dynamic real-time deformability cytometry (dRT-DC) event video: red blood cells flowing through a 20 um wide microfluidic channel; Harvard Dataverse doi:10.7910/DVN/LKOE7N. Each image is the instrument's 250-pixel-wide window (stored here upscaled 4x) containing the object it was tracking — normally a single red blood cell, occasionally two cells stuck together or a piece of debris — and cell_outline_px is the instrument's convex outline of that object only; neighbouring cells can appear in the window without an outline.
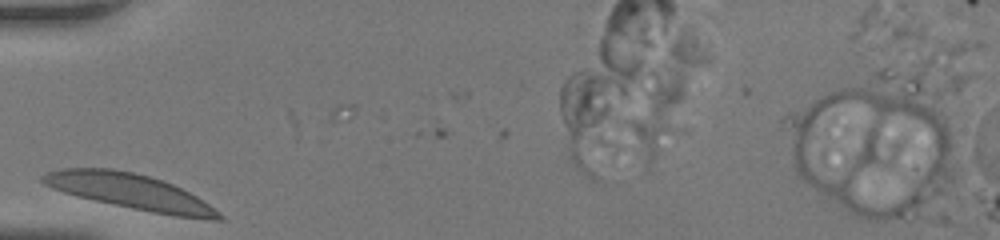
{"species": "human", "species_latin": "Homo sapiens", "temperature_condition": "room temperature", "stored_images_in_passage": 6, "camera_frame_rate_fps": 3000, "um_per_image_px": 0.085, "donor": {"sex": "female"}, "frame": {"image": 1, "passage_image": 1, "time_ms": 0.0, "image_size_px": [1000, 240], "cell_outline_px": [[224, 220], [212, 220], [172, 216], [132, 208], [76, 196], [52, 188], [44, 184], [40, 180], [40, 176], [48, 172], [64, 168], [112, 168], [132, 172], [148, 176], [172, 184], [196, 196], [220, 212], [224, 216]], "centroid_in_image_um": [11.07, 16.29], "position_along_channel_um": 73.9, "area_um2": 36.01}}
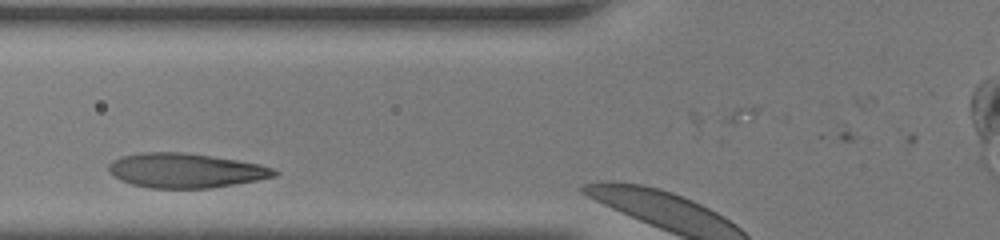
{"frame": {"image": 2, "passage_image": 4, "time_ms": 1.0, "image_size_px": [1000, 240], "cell_outline_px": [[280, 172], [276, 176], [256, 180], [212, 188], [148, 188], [132, 184], [120, 180], [112, 176], [108, 172], [108, 164], [112, 160], [120, 156], [140, 152], [184, 152], [240, 160], [260, 164], [272, 168]], "centroid_in_image_um": [15.73, 14.48], "position_along_channel_um": 110.1, "area_um2": 33.64}}